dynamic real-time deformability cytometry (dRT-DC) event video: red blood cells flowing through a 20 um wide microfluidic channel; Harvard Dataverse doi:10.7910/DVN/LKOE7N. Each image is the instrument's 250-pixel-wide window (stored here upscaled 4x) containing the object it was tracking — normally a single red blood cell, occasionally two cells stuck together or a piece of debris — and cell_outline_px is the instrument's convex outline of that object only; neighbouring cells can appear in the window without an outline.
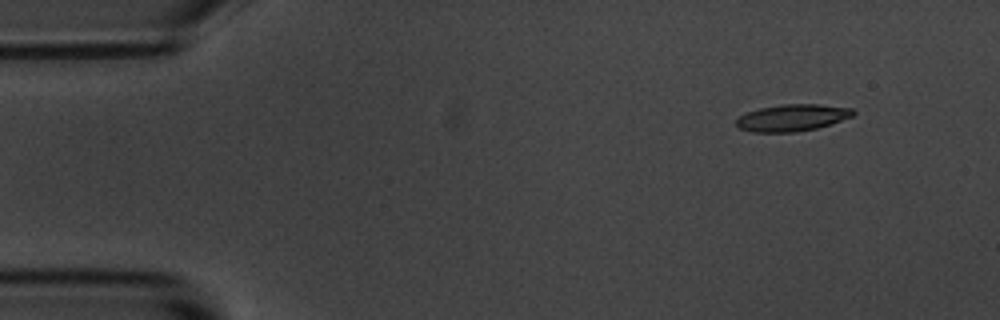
{"species": "common noctule bat (a hibernating species)", "species_latin": "Nyctalus noctula", "temperature_condition": "room temperature", "stored_images_in_passage": 12, "camera_frame_rate_fps": 3000, "um_per_image_px": 0.085, "animal": {"sex": "male", "body_mass_g": 20.1, "forearm_length_mm": 53.5}, "frame": {"image": 1, "passage_image": 1, "time_ms": 0.0, "image_size_px": [1000, 320], "cell_outline_px": [[856, 112], [852, 116], [816, 128], [796, 132], [752, 132], [740, 128], [736, 124], [736, 120], [740, 116], [748, 112], [760, 108], [780, 104], [820, 104], [852, 108]], "centroid_in_image_um": [67.33, 10.0], "position_along_channel_um": 17.7, "area_um2": 18.09}}
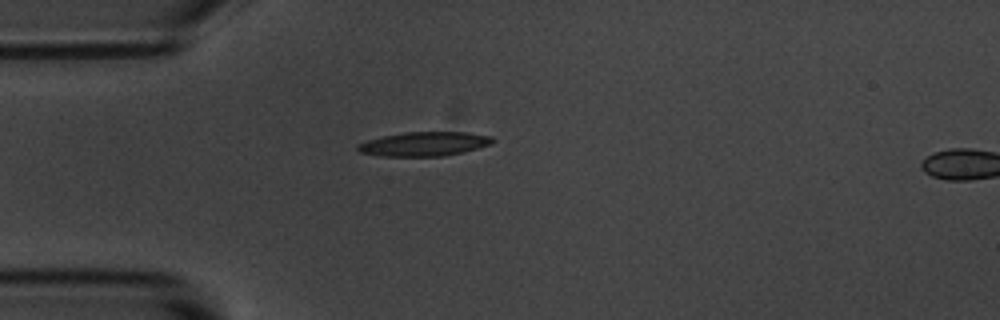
{"frame": {"image": 2, "passage_image": 10, "time_ms": 3.0, "image_size_px": [1000, 320], "cell_outline_px": [[496, 140], [492, 144], [444, 156], [384, 156], [360, 152], [356, 148], [356, 144], [368, 140], [384, 136], [404, 132], [464, 132], [492, 136]], "centroid_in_image_um": [36.06, 12.23], "position_along_channel_um": 48.9, "area_um2": 18.84}}